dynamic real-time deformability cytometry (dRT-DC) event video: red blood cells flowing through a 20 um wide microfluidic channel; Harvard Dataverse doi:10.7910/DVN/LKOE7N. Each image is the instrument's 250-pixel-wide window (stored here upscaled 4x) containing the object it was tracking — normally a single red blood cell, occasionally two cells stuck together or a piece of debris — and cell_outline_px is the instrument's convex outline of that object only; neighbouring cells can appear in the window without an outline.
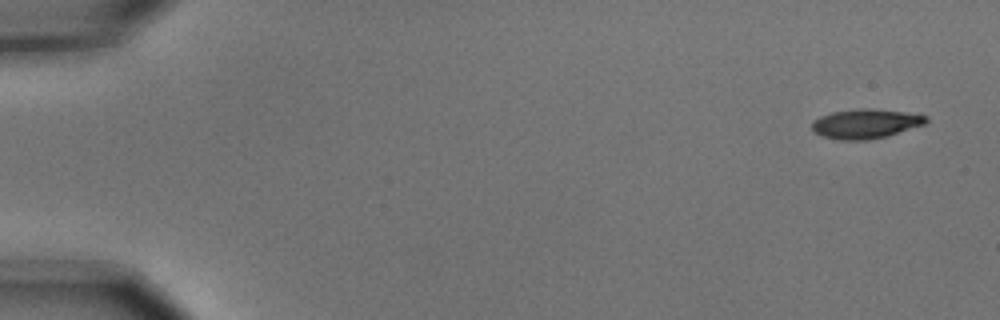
{"species": "common noctule bat (a hibernating species)", "species_latin": "Nyctalus noctula", "temperature_condition": "cold", "stored_images_in_passage": 4, "camera_frame_rate_fps": 3000, "um_per_image_px": 0.085, "animal": {"sex": "male", "body_mass_g": 15.6}, "frame": {"image": 1, "passage_image": 1, "time_ms": 0.0, "image_size_px": [1000, 320], "cell_outline_px": [[928, 120], [924, 124], [888, 136], [864, 140], [840, 140], [824, 136], [816, 132], [812, 128], [812, 124], [820, 116], [832, 112], [860, 108], [872, 108], [904, 112], [928, 116]], "centroid_in_image_um": [73.6, 10.51], "position_along_channel_um": 11.4, "area_um2": 19.36}}